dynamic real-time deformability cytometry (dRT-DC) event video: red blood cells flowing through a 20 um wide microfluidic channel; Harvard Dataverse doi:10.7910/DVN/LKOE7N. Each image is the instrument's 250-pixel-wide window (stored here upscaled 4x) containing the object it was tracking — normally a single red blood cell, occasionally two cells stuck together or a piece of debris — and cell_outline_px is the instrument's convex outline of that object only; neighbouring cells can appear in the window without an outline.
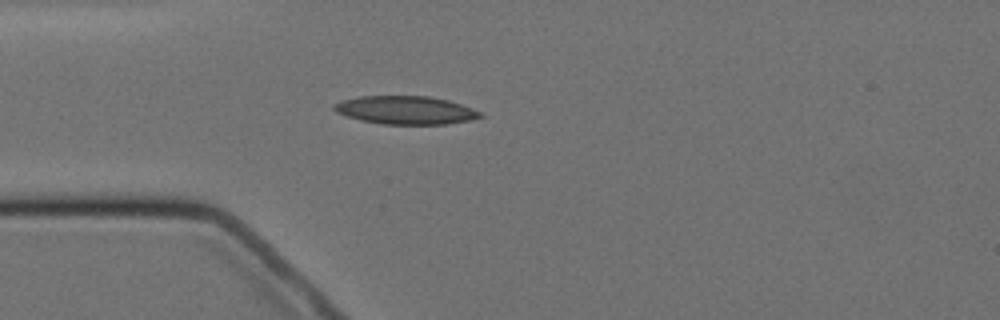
{"species": "Egyptian fruit bat (a non-hibernating species)", "species_latin": "Rousettus aegyptiacus", "temperature_condition": "cold", "stored_images_in_passage": 2, "camera_frame_rate_fps": 3000, "um_per_image_px": 0.085, "animal": {"sex": "female"}, "frame": {"image": 1, "passage_image": 2, "time_ms": 1.333, "image_size_px": [1000, 320], "cell_outline_px": [[484, 116], [468, 120], [448, 124], [380, 124], [360, 120], [336, 112], [332, 108], [332, 104], [340, 100], [360, 96], [428, 96], [448, 100], [472, 108], [480, 112]], "centroid_in_image_um": [34.43, 9.36], "position_along_channel_um": 50.6, "area_um2": 24.04}}